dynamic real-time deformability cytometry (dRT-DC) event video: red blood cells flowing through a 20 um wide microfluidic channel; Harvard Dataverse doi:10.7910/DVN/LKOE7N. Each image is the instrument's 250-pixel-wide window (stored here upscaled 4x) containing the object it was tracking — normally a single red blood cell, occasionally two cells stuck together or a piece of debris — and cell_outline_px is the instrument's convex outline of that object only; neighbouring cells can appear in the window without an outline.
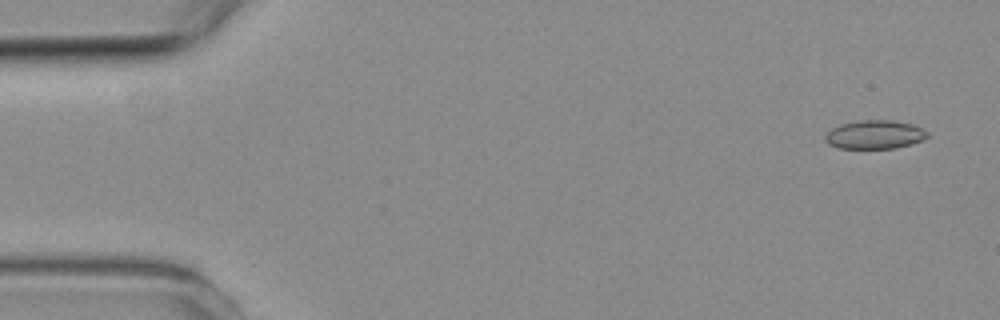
{"species": "common noctule bat (a hibernating species)", "species_latin": "Nyctalus noctula", "temperature_condition": "room temperature", "stored_images_in_passage": 5, "camera_frame_rate_fps": 3000, "um_per_image_px": 0.085, "animal": {"sex": "female", "body_mass_g": 19.3, "forearm_length_mm": 54.1}, "frame": {"image": 1, "passage_image": 1, "time_ms": 0.0, "image_size_px": [1000, 320], "cell_outline_px": [[928, 136], [924, 140], [892, 148], [836, 148], [828, 144], [824, 140], [824, 136], [832, 128], [840, 124], [860, 120], [892, 120], [912, 124], [928, 132]], "centroid_in_image_um": [74.31, 11.44], "position_along_channel_um": 10.7, "area_um2": 16.99}}
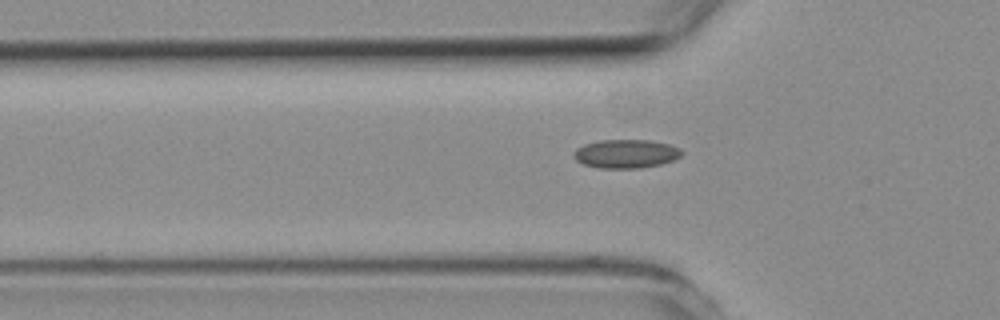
{"frame": {"image": 2, "passage_image": 5, "time_ms": 4.667, "image_size_px": [1000, 320], "cell_outline_px": [[684, 152], [680, 156], [672, 160], [660, 164], [640, 168], [600, 168], [584, 164], [576, 160], [572, 156], [572, 152], [576, 148], [584, 144], [600, 140], [648, 140], [668, 144], [680, 148]], "centroid_in_image_um": [53.17, 13.06], "position_along_channel_um": 72.6, "area_um2": 18.03}}